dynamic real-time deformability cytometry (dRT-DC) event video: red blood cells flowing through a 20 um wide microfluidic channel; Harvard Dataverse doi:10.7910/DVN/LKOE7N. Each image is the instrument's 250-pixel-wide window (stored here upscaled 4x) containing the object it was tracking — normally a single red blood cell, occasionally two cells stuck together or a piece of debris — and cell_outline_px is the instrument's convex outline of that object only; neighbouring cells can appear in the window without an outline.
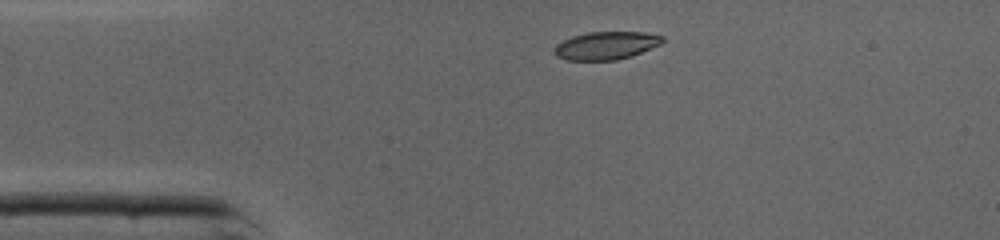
{"species": "common noctule bat (a hibernating species)", "species_latin": "Nyctalus noctula", "temperature_condition": "cold", "stored_images_in_passage": 38, "camera_frame_rate_fps": 3000, "um_per_image_px": 0.085, "animal": {"sex": "male", "body_mass_g": 19.0, "forearm_length_mm": 50.8}, "frame": {"image": 1, "passage_image": 1, "time_ms": 0.0, "image_size_px": [1000, 240], "cell_outline_px": [[664, 40], [660, 44], [632, 56], [616, 60], [564, 60], [556, 56], [552, 52], [552, 48], [556, 44], [572, 36], [588, 32], [644, 32], [664, 36]], "centroid_in_image_um": [51.47, 3.87], "position_along_channel_um": 33.5, "area_um2": 17.74}}
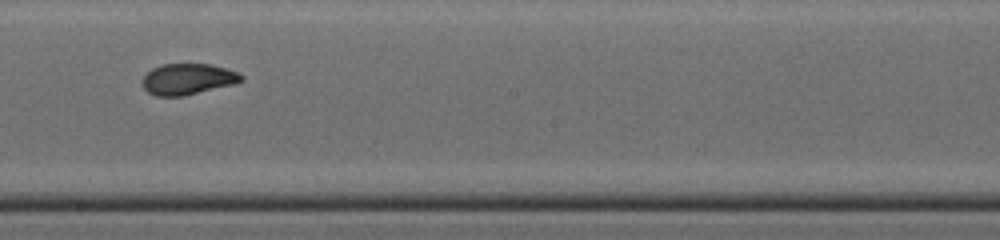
{"frame": {"image": 2, "passage_image": 17, "time_ms": 5.333, "image_size_px": [1000, 240], "cell_outline_px": [[244, 80], [232, 84], [184, 96], [156, 96], [148, 92], [144, 88], [140, 80], [152, 68], [160, 64], [208, 64], [240, 72], [244, 76]], "centroid_in_image_um": [15.94, 6.72], "position_along_channel_um": 232.3, "area_um2": 17.92}}
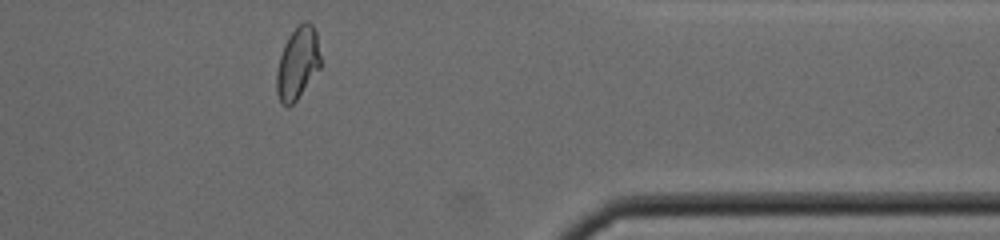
{"frame": {"image": 3, "passage_image": 29, "time_ms": 9.333, "image_size_px": [1000, 240], "cell_outline_px": [[320, 68], [296, 100], [288, 108], [280, 104], [276, 92], [276, 72], [280, 56], [284, 44], [288, 36], [304, 20], [308, 20], [312, 24], [316, 32], [320, 56]], "centroid_in_image_um": [25.28, 5.39], "position_along_channel_um": 386.1, "area_um2": 18.55}, "authors_computed_cell_mechanics": {"area_um2": 18.496, "velocity_mm_per_s": 4.3451, "shape_relaxation_time_tau1_ms": 6.2118, "shape_relaxation_time_tau2_ms": 0.9519, "deformation_change_tau1": 0.1939, "deformation_change_tau2": 0.0499}}